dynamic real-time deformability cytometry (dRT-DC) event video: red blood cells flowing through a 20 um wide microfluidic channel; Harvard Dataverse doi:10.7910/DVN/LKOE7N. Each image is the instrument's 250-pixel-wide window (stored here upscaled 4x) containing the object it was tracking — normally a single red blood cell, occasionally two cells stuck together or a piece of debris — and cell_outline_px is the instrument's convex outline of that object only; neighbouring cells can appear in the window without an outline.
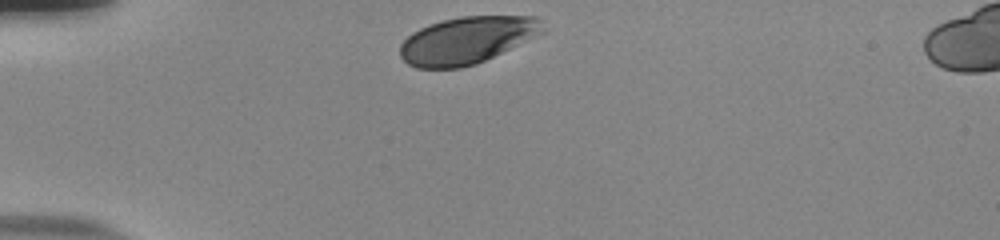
{"species": "human", "species_latin": "Homo sapiens", "temperature_condition": "room temperature", "stored_images_in_passage": 31, "camera_frame_rate_fps": 3000, "um_per_image_px": 0.085, "donor": {"sex": "male"}, "frame": {"image": 1, "passage_image": 1, "time_ms": 0.0, "image_size_px": [1000, 240], "cell_outline_px": [[544, 32], [476, 64], [460, 68], [416, 68], [408, 64], [400, 56], [400, 44], [412, 32], [428, 24], [460, 16], [536, 16], [540, 20]], "centroid_in_image_um": [39.65, 3.42], "position_along_channel_um": 45.4, "area_um2": 38.9}}
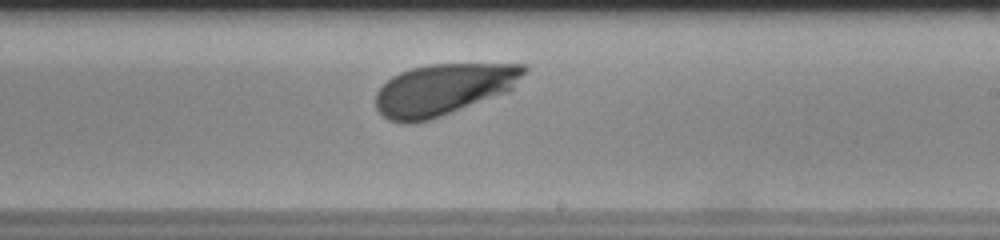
{"frame": {"image": 2, "passage_image": 20, "time_ms": 6.333, "image_size_px": [1000, 240], "cell_outline_px": [[528, 68], [512, 92], [428, 120], [412, 124], [404, 124], [388, 120], [376, 108], [376, 92], [392, 76], [400, 72], [412, 68], [428, 64], [524, 64]], "centroid_in_image_um": [37.73, 7.61], "position_along_channel_um": 251.3, "area_um2": 44.85}}
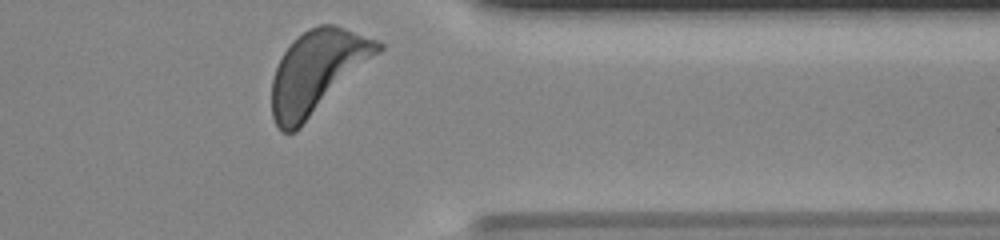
{"frame": {"image": 3, "passage_image": 31, "time_ms": 10.0, "image_size_px": [1000, 240], "cell_outline_px": [[384, 48], [380, 52], [296, 132], [280, 132], [272, 116], [272, 80], [276, 68], [284, 52], [292, 40], [308, 28], [320, 24], [336, 24], [376, 40], [384, 44]], "centroid_in_image_um": [26.95, 6.09], "position_along_channel_um": 384.4, "area_um2": 50.81}, "authors_computed_cell_mechanics": {"area_um2": 43.2344, "velocity_mm_per_s": 3.7911, "shape_relaxation_time_tau1_ms": 1.3036, "shape_relaxation_time_tau2_ms": 2.7583, "deformation_change_tau1": 0.0969, "deformation_change_tau2": 0.1038}}